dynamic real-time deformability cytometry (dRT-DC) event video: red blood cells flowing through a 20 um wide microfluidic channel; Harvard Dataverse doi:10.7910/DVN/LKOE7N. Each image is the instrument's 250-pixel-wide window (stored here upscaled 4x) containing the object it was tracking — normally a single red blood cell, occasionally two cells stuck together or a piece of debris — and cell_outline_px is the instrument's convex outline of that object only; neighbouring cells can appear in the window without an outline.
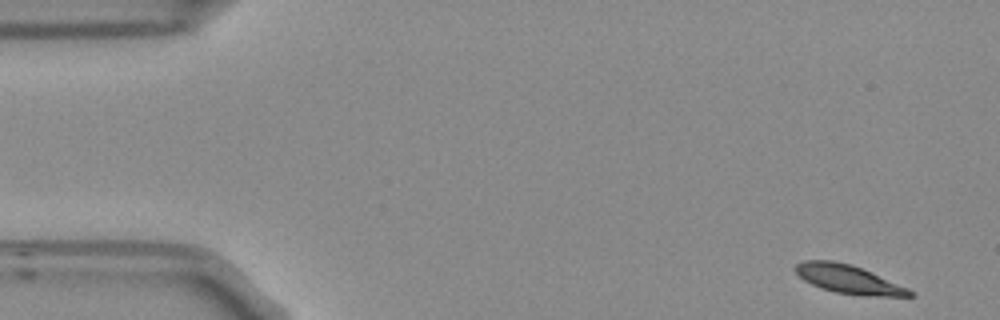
{"species": "Egyptian fruit bat (a non-hibernating species)", "species_latin": "Rousettus aegyptiacus", "temperature_condition": "room temperature", "stored_images_in_passage": 5, "camera_frame_rate_fps": 3000, "um_per_image_px": 0.085, "frame": {"image": 1, "passage_image": 1, "time_ms": 0.0, "image_size_px": [1000, 320], "cell_outline_px": [[916, 296], [860, 296], [836, 292], [820, 288], [804, 280], [792, 268], [796, 264], [804, 260], [832, 260], [852, 264], [908, 288]], "centroid_in_image_um": [72.09, 23.73], "position_along_channel_um": 12.9, "area_um2": 19.02}}
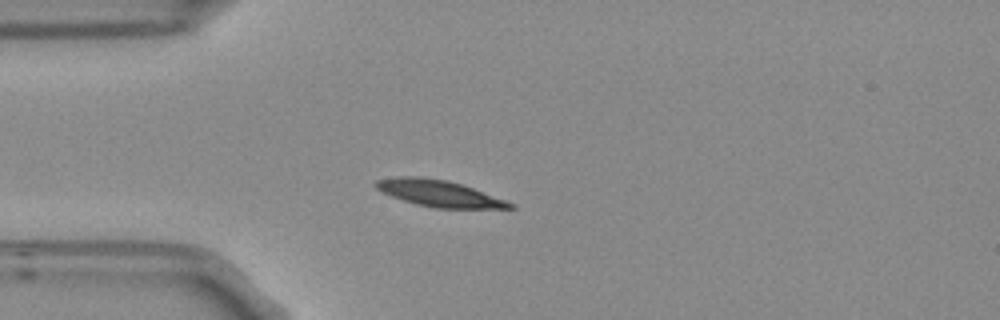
{"frame": {"image": 2, "passage_image": 4, "time_ms": 1.0, "image_size_px": [1000, 320], "cell_outline_px": [[516, 208], [436, 208], [416, 204], [392, 196], [376, 188], [372, 184], [376, 180], [396, 176], [420, 176], [448, 180], [472, 188], [516, 204]], "centroid_in_image_um": [37.29, 16.42], "position_along_channel_um": 47.7, "area_um2": 20.52}}